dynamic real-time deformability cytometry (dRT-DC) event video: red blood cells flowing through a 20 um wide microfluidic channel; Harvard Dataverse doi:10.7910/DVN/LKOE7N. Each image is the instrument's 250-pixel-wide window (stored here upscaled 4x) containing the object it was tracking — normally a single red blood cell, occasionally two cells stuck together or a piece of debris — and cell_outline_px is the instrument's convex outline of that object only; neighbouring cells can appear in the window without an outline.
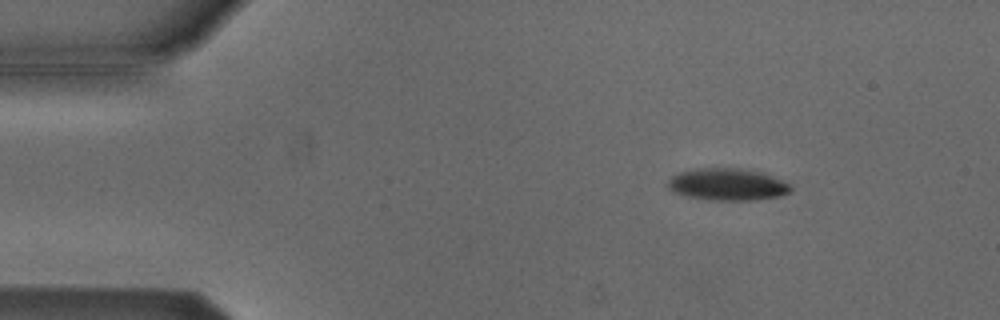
{"species": "Egyptian fruit bat (a non-hibernating species)", "species_latin": "Rousettus aegyptiacus", "temperature_condition": "cold", "stored_images_in_passage": 6, "camera_frame_rate_fps": 3000, "um_per_image_px": 0.085, "animal": {"sex": "male"}, "frame": {"image": 1, "passage_image": 3, "time_ms": 0.667, "image_size_px": [1000, 320], "cell_outline_px": [[792, 192], [780, 196], [756, 200], [708, 200], [684, 196], [672, 192], [668, 188], [668, 180], [672, 176], [680, 172], [696, 168], [740, 168], [764, 172], [784, 180], [792, 184]], "centroid_in_image_um": [61.87, 15.68], "position_along_channel_um": 23.1, "area_um2": 23.47}}